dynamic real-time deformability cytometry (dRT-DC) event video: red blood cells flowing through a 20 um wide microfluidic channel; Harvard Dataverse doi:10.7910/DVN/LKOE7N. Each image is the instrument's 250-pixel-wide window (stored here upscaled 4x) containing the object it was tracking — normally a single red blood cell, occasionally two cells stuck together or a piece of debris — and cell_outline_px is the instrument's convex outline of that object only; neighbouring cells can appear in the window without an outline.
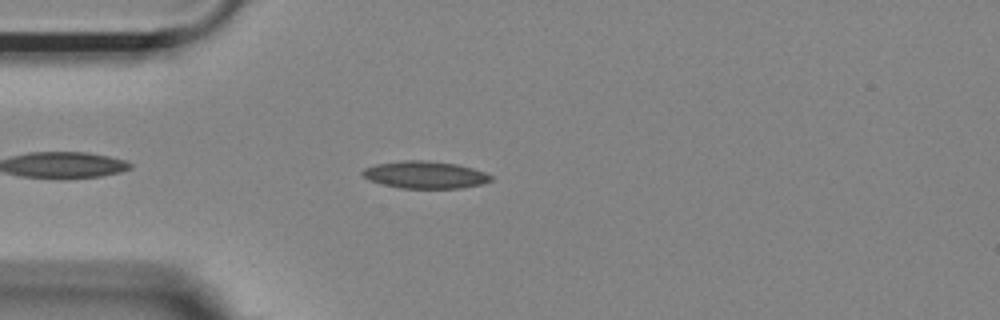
{"species": "Egyptian fruit bat (a non-hibernating species)", "species_latin": "Rousettus aegyptiacus", "temperature_condition": "room temperature", "stored_images_in_passage": 16, "camera_frame_rate_fps": 3000, "um_per_image_px": 0.085, "animal": {"sex": "female"}, "frame": {"image": 1, "passage_image": 1, "time_ms": 0.0, "image_size_px": [1000, 320], "cell_outline_px": [[492, 180], [480, 184], [460, 188], [400, 188], [368, 180], [360, 172], [364, 168], [376, 164], [404, 160], [428, 160], [456, 164], [472, 168], [484, 172], [492, 176]], "centroid_in_image_um": [36.11, 14.85], "position_along_channel_um": 48.9, "area_um2": 20.29}}
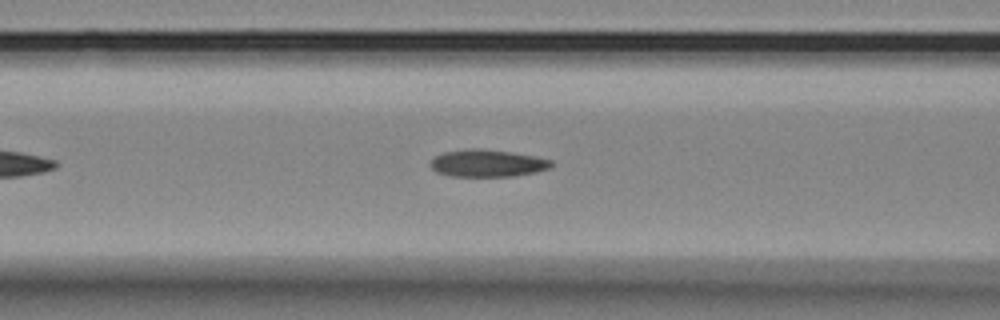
{"frame": {"image": 2, "passage_image": 8, "time_ms": 2.333, "image_size_px": [1000, 320], "cell_outline_px": [[552, 168], [536, 172], [512, 176], [452, 176], [436, 172], [428, 164], [436, 156], [444, 152], [464, 148], [480, 148], [512, 152], [552, 160]], "centroid_in_image_um": [41.41, 13.87], "position_along_channel_um": 125.2, "area_um2": 19.25}}
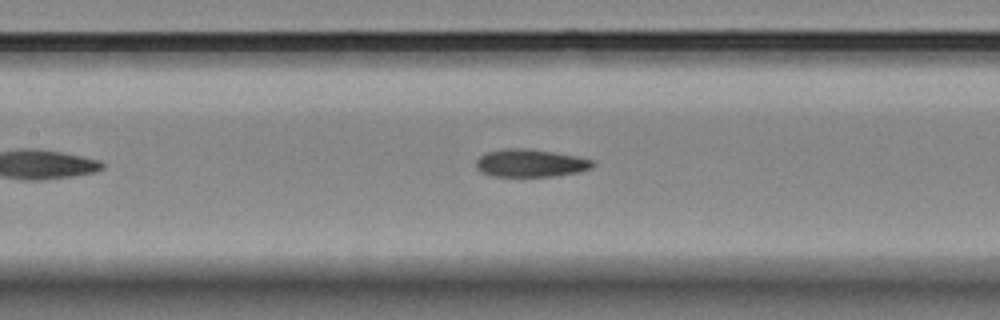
{"frame": {"image": 3, "passage_image": 11, "time_ms": 3.333, "image_size_px": [1000, 320], "cell_outline_px": [[596, 164], [592, 168], [580, 172], [556, 176], [492, 176], [480, 172], [476, 168], [476, 160], [484, 152], [500, 148], [528, 148], [576, 156], [592, 160]], "centroid_in_image_um": [45.06, 13.86], "position_along_channel_um": 162.3, "area_um2": 19.13}}